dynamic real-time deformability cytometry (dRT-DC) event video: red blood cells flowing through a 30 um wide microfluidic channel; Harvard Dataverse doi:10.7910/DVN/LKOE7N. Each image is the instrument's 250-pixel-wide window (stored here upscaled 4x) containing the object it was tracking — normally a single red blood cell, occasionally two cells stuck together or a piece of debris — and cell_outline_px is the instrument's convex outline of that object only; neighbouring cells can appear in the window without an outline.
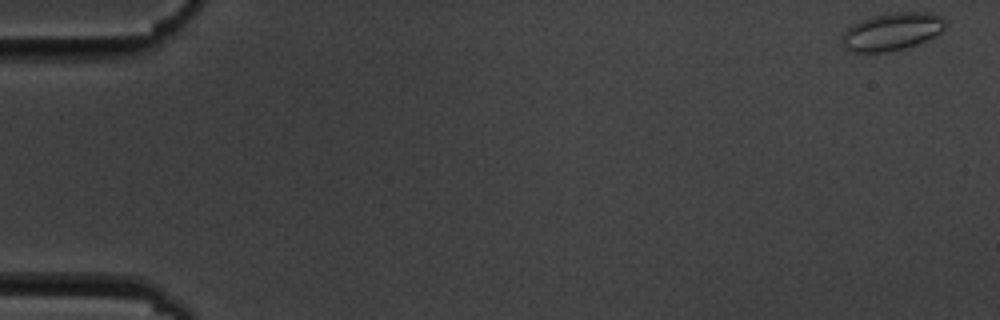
{"species": "common noctule bat (a hibernating species)", "species_latin": "Nyctalus noctula", "temperature_condition": "cold", "stored_images_in_passage": 9, "camera_frame_rate_fps": 3000, "um_per_image_px": 0.085, "animal": {"sex": "male", "body_mass_g": 19.5, "forearm_length_mm": 54.6}, "frame": {"image": 1, "passage_image": 1, "time_ms": 0.0, "image_size_px": [1000, 320], "cell_outline_px": [[948, 24], [940, 32], [908, 48], [884, 52], [852, 52], [844, 48], [840, 40], [840, 36], [848, 28], [872, 16], [896, 12], [932, 12], [940, 16]], "centroid_in_image_um": [75.8, 2.69], "position_along_channel_um": 9.2, "area_um2": 22.54}}
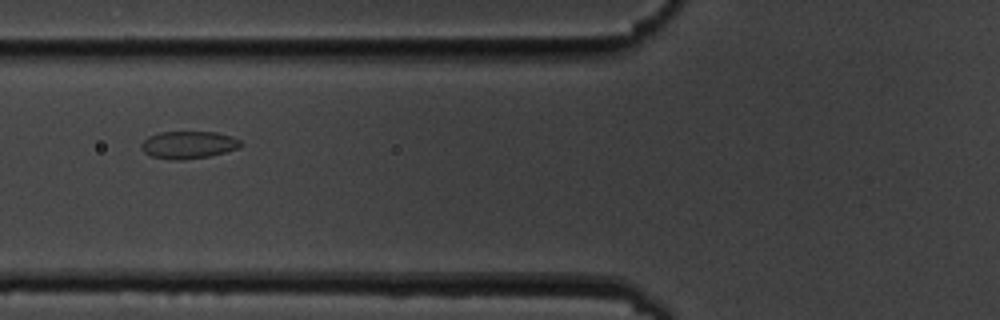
{"frame": {"image": 2, "passage_image": 7, "time_ms": 7.0, "image_size_px": [1000, 320], "cell_outline_px": [[240, 148], [208, 156], [184, 160], [172, 160], [152, 156], [144, 152], [140, 148], [140, 144], [148, 136], [160, 132], [216, 132], [232, 136], [240, 140]], "centroid_in_image_um": [15.99, 12.31], "position_along_channel_um": 109.8, "area_um2": 15.9}}
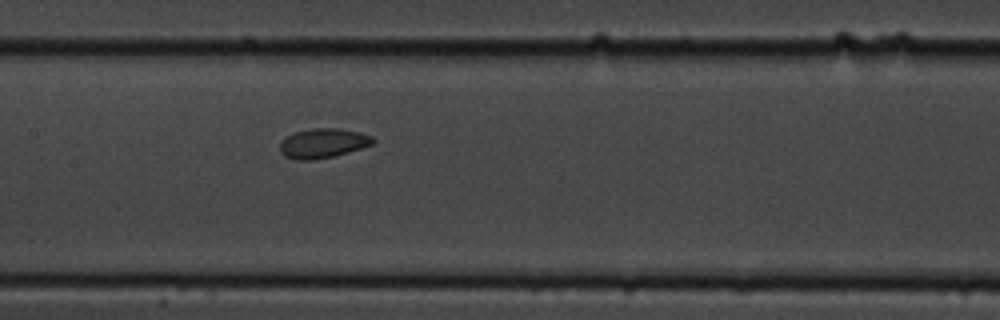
{"frame": {"image": 3, "passage_image": 9, "time_ms": 9.0, "image_size_px": [1000, 320], "cell_outline_px": [[376, 140], [372, 144], [348, 152], [332, 156], [312, 160], [296, 160], [284, 156], [280, 152], [280, 140], [296, 132], [312, 128], [336, 128], [360, 132], [372, 136]], "centroid_in_image_um": [27.43, 12.17], "position_along_channel_um": 180.0, "area_um2": 15.95}}